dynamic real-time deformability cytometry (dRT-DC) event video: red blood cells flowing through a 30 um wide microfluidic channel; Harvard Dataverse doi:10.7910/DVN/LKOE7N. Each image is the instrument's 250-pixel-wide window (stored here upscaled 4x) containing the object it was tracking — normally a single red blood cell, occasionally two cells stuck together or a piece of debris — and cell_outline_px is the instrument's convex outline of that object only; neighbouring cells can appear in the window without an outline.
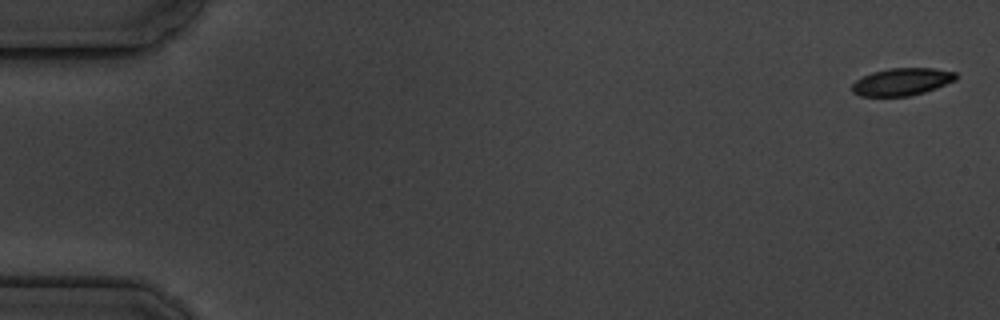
{"species": "common noctule bat (a hibernating species)", "species_latin": "Nyctalus noctula", "temperature_condition": "cold", "stored_images_in_passage": 7, "camera_frame_rate_fps": 3000, "um_per_image_px": 0.085, "animal": {"sex": "male", "body_mass_g": 19.5, "forearm_length_mm": 54.6}, "frame": {"image": 1, "passage_image": 1, "time_ms": 0.0, "image_size_px": [1000, 320], "cell_outline_px": [[956, 80], [936, 88], [924, 92], [908, 96], [860, 96], [852, 92], [852, 84], [856, 80], [872, 72], [888, 68], [932, 68], [956, 72]], "centroid_in_image_um": [76.65, 6.95], "position_along_channel_um": 8.3, "area_um2": 16.53}}
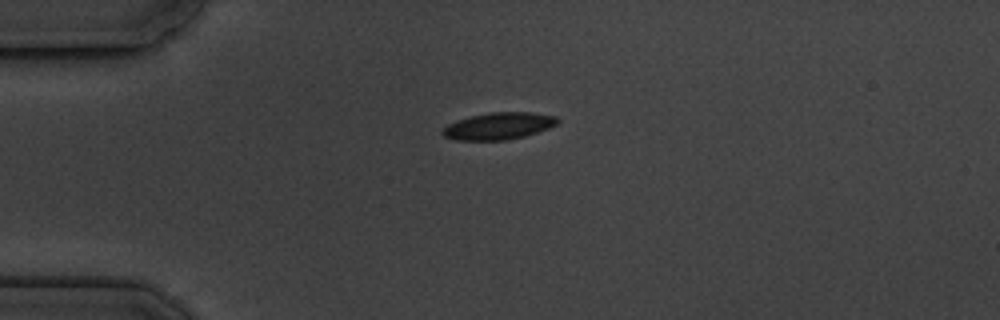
{"frame": {"image": 2, "passage_image": 5, "time_ms": 4.333, "image_size_px": [1000, 320], "cell_outline_px": [[560, 120], [556, 124], [548, 128], [524, 136], [504, 140], [456, 140], [444, 136], [440, 132], [440, 128], [456, 120], [472, 116], [492, 112], [532, 112], [556, 116]], "centroid_in_image_um": [42.35, 10.7], "position_along_channel_um": 42.7, "area_um2": 18.03}}